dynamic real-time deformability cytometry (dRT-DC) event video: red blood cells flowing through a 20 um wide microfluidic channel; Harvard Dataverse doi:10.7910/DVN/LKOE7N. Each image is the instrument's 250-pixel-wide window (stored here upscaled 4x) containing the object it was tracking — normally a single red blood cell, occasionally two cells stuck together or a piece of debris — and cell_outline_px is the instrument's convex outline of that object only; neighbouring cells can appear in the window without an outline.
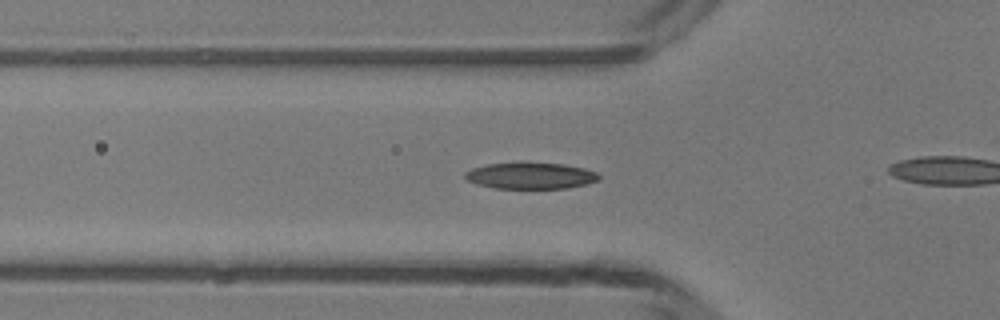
{"species": "common noctule bat (a hibernating species)", "species_latin": "Nyctalus noctula", "temperature_condition": "room temperature", "stored_images_in_passage": 33, "camera_frame_rate_fps": 3000, "um_per_image_px": 0.085, "animal": {"sex": "male", "body_mass_g": 13.3}, "frame": {"image": 1, "passage_image": 11, "time_ms": 3.333, "image_size_px": [1000, 320], "cell_outline_px": [[600, 180], [568, 188], [496, 188], [476, 184], [468, 180], [464, 176], [464, 172], [472, 168], [488, 164], [520, 160], [564, 164], [584, 168], [596, 172], [600, 176]], "centroid_in_image_um": [45.08, 14.89], "position_along_channel_um": 80.7, "area_um2": 21.15}}
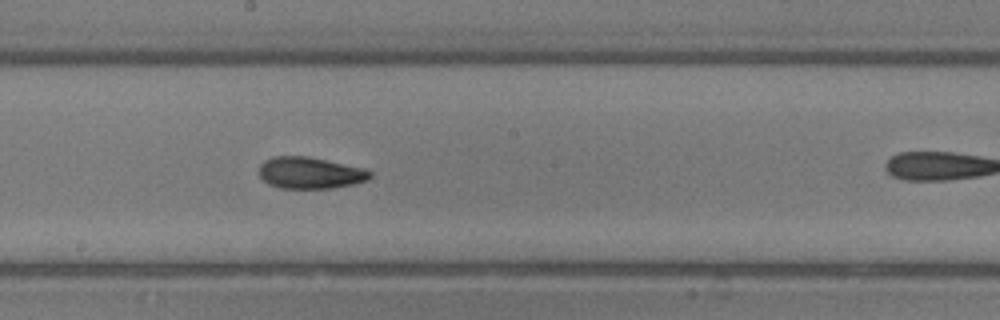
{"frame": {"image": 2, "passage_image": 21, "time_ms": 6.667, "image_size_px": [1000, 320], "cell_outline_px": [[372, 176], [368, 180], [352, 184], [332, 188], [280, 188], [268, 184], [260, 176], [260, 164], [264, 160], [272, 156], [308, 156], [364, 168], [372, 172]], "centroid_in_image_um": [26.35, 14.69], "position_along_channel_um": 221.8, "area_um2": 20.46}}
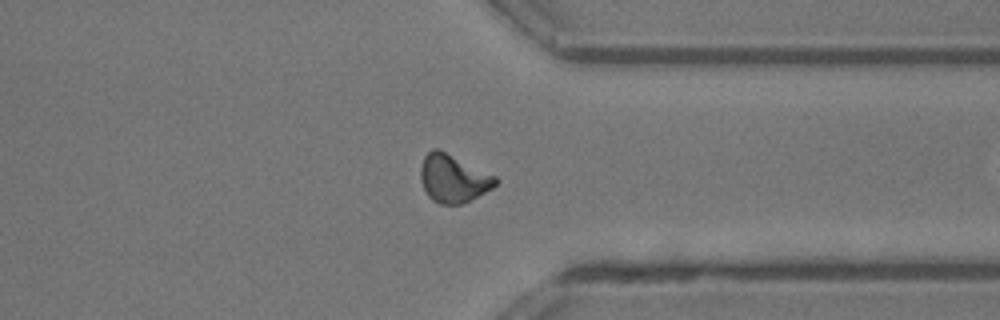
{"frame": {"image": 3, "passage_image": 32, "time_ms": 10.333, "image_size_px": [1000, 320], "cell_outline_px": [[496, 184], [492, 188], [460, 204], [440, 204], [432, 200], [428, 196], [420, 180], [420, 168], [424, 156], [432, 148], [440, 148], [496, 176]], "centroid_in_image_um": [38.48, 15.13], "position_along_channel_um": 372.9, "area_um2": 20.87}}